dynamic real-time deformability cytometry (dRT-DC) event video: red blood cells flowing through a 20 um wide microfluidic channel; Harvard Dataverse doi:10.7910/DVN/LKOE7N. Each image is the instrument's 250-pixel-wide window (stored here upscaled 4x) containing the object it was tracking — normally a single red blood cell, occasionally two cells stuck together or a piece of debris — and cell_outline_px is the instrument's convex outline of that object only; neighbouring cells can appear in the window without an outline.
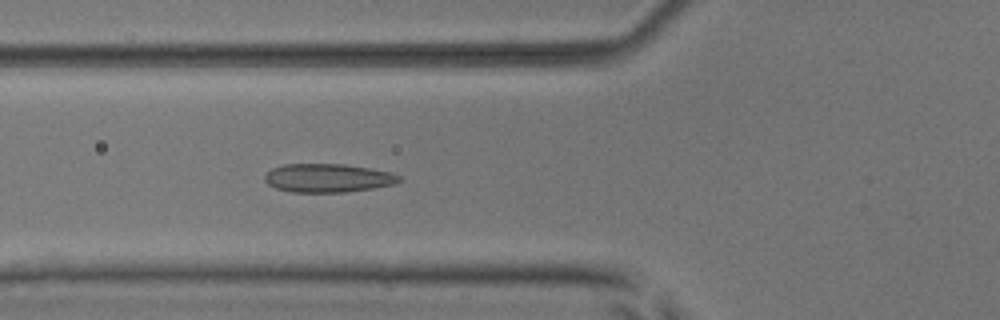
{"species": "common noctule bat (a hibernating species)", "species_latin": "Nyctalus noctula", "temperature_condition": "room temperature", "stored_images_in_passage": 4, "camera_frame_rate_fps": 3000, "um_per_image_px": 0.085, "animal": {"sex": "male", "body_mass_g": 17.9, "forearm_length_mm": 54.2}, "frame": {"image": 1, "passage_image": 4, "time_ms": 3.333, "image_size_px": [1000, 320], "cell_outline_px": [[404, 180], [396, 184], [372, 188], [344, 192], [292, 192], [276, 188], [268, 184], [264, 180], [264, 176], [272, 168], [284, 164], [344, 164], [392, 172], [400, 176]], "centroid_in_image_um": [27.89, 15.13], "position_along_channel_um": 97.9, "area_um2": 22.43}}